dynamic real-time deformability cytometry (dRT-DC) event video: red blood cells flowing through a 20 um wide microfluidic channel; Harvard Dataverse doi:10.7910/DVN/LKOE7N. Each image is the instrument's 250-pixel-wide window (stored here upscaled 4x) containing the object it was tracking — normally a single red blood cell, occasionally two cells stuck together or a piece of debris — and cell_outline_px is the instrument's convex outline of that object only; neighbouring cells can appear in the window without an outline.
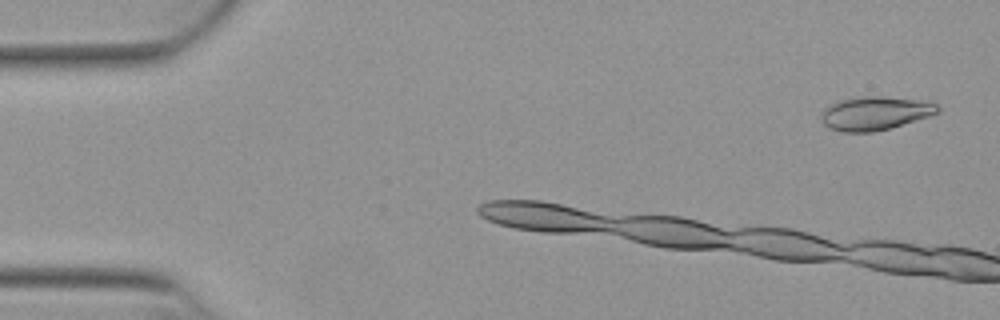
{"species": "Egyptian fruit bat (a non-hibernating species)", "species_latin": "Rousettus aegyptiacus", "temperature_condition": "warm", "stored_images_in_passage": 7, "camera_frame_rate_fps": 3000, "um_per_image_px": 0.085, "animal": {"sex": "female"}, "frame": {"image": 1, "passage_image": 2, "time_ms": 0.333, "image_size_px": [1000, 320], "cell_outline_px": [[940, 112], [892, 128], [872, 132], [840, 132], [824, 124], [820, 120], [820, 112], [828, 104], [836, 100], [864, 96], [880, 96], [932, 100], [940, 108]], "centroid_in_image_um": [74.38, 9.61], "position_along_channel_um": 10.6, "area_um2": 23.35}}